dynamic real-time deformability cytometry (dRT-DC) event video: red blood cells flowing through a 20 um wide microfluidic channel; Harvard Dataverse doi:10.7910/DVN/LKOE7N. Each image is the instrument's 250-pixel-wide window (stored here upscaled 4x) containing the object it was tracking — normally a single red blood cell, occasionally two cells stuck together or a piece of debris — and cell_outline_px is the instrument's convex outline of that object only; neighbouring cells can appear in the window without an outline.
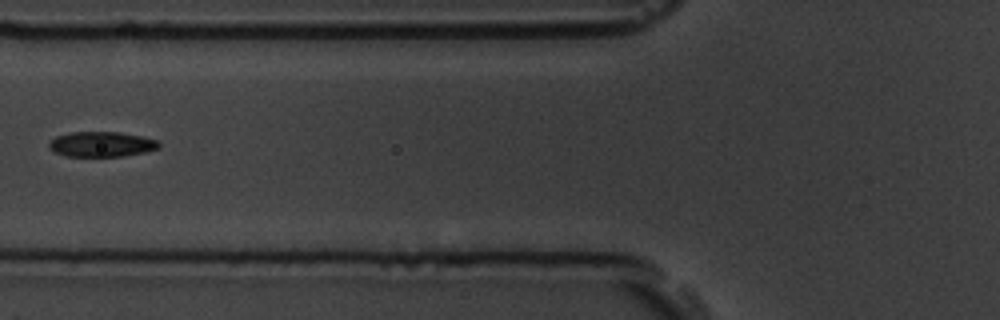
{"species": "common noctule bat (a hibernating species)", "species_latin": "Nyctalus noctula", "temperature_condition": "room temperature", "stored_images_in_passage": 5, "camera_frame_rate_fps": 3000, "um_per_image_px": 0.085, "animal": {"sex": "male", "body_mass_g": 19.5, "forearm_length_mm": 54.6}, "frame": {"image": 1, "passage_image": 5, "time_ms": 5.333, "image_size_px": [1000, 320], "cell_outline_px": [[160, 148], [144, 152], [124, 156], [64, 156], [48, 148], [48, 144], [56, 136], [72, 132], [120, 132], [140, 136], [156, 140], [160, 144]], "centroid_in_image_um": [8.62, 12.26], "position_along_channel_um": 117.2, "area_um2": 16.01}}